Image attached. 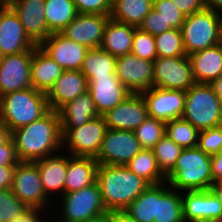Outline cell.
Here are the masks:
<instances>
[{
    "instance_id": "cell-6",
    "label": "cell",
    "mask_w": 222,
    "mask_h": 222,
    "mask_svg": "<svg viewBox=\"0 0 222 222\" xmlns=\"http://www.w3.org/2000/svg\"><path fill=\"white\" fill-rule=\"evenodd\" d=\"M181 118L199 131L222 125V106L209 84L195 83L185 91Z\"/></svg>"
},
{
    "instance_id": "cell-48",
    "label": "cell",
    "mask_w": 222,
    "mask_h": 222,
    "mask_svg": "<svg viewBox=\"0 0 222 222\" xmlns=\"http://www.w3.org/2000/svg\"><path fill=\"white\" fill-rule=\"evenodd\" d=\"M15 166L16 165L0 166V189L11 188Z\"/></svg>"
},
{
    "instance_id": "cell-57",
    "label": "cell",
    "mask_w": 222,
    "mask_h": 222,
    "mask_svg": "<svg viewBox=\"0 0 222 222\" xmlns=\"http://www.w3.org/2000/svg\"><path fill=\"white\" fill-rule=\"evenodd\" d=\"M206 222H222V217L218 218V219H212Z\"/></svg>"
},
{
    "instance_id": "cell-37",
    "label": "cell",
    "mask_w": 222,
    "mask_h": 222,
    "mask_svg": "<svg viewBox=\"0 0 222 222\" xmlns=\"http://www.w3.org/2000/svg\"><path fill=\"white\" fill-rule=\"evenodd\" d=\"M165 123L163 120L148 116L134 130L136 139L139 141L142 149H152L166 135Z\"/></svg>"
},
{
    "instance_id": "cell-1",
    "label": "cell",
    "mask_w": 222,
    "mask_h": 222,
    "mask_svg": "<svg viewBox=\"0 0 222 222\" xmlns=\"http://www.w3.org/2000/svg\"><path fill=\"white\" fill-rule=\"evenodd\" d=\"M20 161L34 162L62 150V132L58 111L50 110L39 120L12 131Z\"/></svg>"
},
{
    "instance_id": "cell-55",
    "label": "cell",
    "mask_w": 222,
    "mask_h": 222,
    "mask_svg": "<svg viewBox=\"0 0 222 222\" xmlns=\"http://www.w3.org/2000/svg\"><path fill=\"white\" fill-rule=\"evenodd\" d=\"M81 222H109V212L104 213V214L97 216L95 218L84 220Z\"/></svg>"
},
{
    "instance_id": "cell-15",
    "label": "cell",
    "mask_w": 222,
    "mask_h": 222,
    "mask_svg": "<svg viewBox=\"0 0 222 222\" xmlns=\"http://www.w3.org/2000/svg\"><path fill=\"white\" fill-rule=\"evenodd\" d=\"M8 5L17 14L26 35L36 46H40L51 35L44 15L45 0H9Z\"/></svg>"
},
{
    "instance_id": "cell-17",
    "label": "cell",
    "mask_w": 222,
    "mask_h": 222,
    "mask_svg": "<svg viewBox=\"0 0 222 222\" xmlns=\"http://www.w3.org/2000/svg\"><path fill=\"white\" fill-rule=\"evenodd\" d=\"M102 116L108 129L134 131L149 115L142 95L131 94Z\"/></svg>"
},
{
    "instance_id": "cell-4",
    "label": "cell",
    "mask_w": 222,
    "mask_h": 222,
    "mask_svg": "<svg viewBox=\"0 0 222 222\" xmlns=\"http://www.w3.org/2000/svg\"><path fill=\"white\" fill-rule=\"evenodd\" d=\"M49 111L46 93L33 87L0 97V122L11 131L39 120Z\"/></svg>"
},
{
    "instance_id": "cell-9",
    "label": "cell",
    "mask_w": 222,
    "mask_h": 222,
    "mask_svg": "<svg viewBox=\"0 0 222 222\" xmlns=\"http://www.w3.org/2000/svg\"><path fill=\"white\" fill-rule=\"evenodd\" d=\"M107 129L103 116L95 117L80 127L67 128L62 133V150L71 156L96 158Z\"/></svg>"
},
{
    "instance_id": "cell-28",
    "label": "cell",
    "mask_w": 222,
    "mask_h": 222,
    "mask_svg": "<svg viewBox=\"0 0 222 222\" xmlns=\"http://www.w3.org/2000/svg\"><path fill=\"white\" fill-rule=\"evenodd\" d=\"M135 28L110 18L105 27L100 48L116 58L130 54Z\"/></svg>"
},
{
    "instance_id": "cell-36",
    "label": "cell",
    "mask_w": 222,
    "mask_h": 222,
    "mask_svg": "<svg viewBox=\"0 0 222 222\" xmlns=\"http://www.w3.org/2000/svg\"><path fill=\"white\" fill-rule=\"evenodd\" d=\"M158 57L187 56L181 29L172 28L154 37Z\"/></svg>"
},
{
    "instance_id": "cell-7",
    "label": "cell",
    "mask_w": 222,
    "mask_h": 222,
    "mask_svg": "<svg viewBox=\"0 0 222 222\" xmlns=\"http://www.w3.org/2000/svg\"><path fill=\"white\" fill-rule=\"evenodd\" d=\"M183 43L187 56L215 46L221 40V15L204 8L186 16L182 27Z\"/></svg>"
},
{
    "instance_id": "cell-49",
    "label": "cell",
    "mask_w": 222,
    "mask_h": 222,
    "mask_svg": "<svg viewBox=\"0 0 222 222\" xmlns=\"http://www.w3.org/2000/svg\"><path fill=\"white\" fill-rule=\"evenodd\" d=\"M213 183L222 182V151L211 156Z\"/></svg>"
},
{
    "instance_id": "cell-3",
    "label": "cell",
    "mask_w": 222,
    "mask_h": 222,
    "mask_svg": "<svg viewBox=\"0 0 222 222\" xmlns=\"http://www.w3.org/2000/svg\"><path fill=\"white\" fill-rule=\"evenodd\" d=\"M166 182L180 192L210 190L213 184L211 156L198 147L182 149Z\"/></svg>"
},
{
    "instance_id": "cell-29",
    "label": "cell",
    "mask_w": 222,
    "mask_h": 222,
    "mask_svg": "<svg viewBox=\"0 0 222 222\" xmlns=\"http://www.w3.org/2000/svg\"><path fill=\"white\" fill-rule=\"evenodd\" d=\"M154 222H184L182 192L165 181L157 184V209Z\"/></svg>"
},
{
    "instance_id": "cell-18",
    "label": "cell",
    "mask_w": 222,
    "mask_h": 222,
    "mask_svg": "<svg viewBox=\"0 0 222 222\" xmlns=\"http://www.w3.org/2000/svg\"><path fill=\"white\" fill-rule=\"evenodd\" d=\"M184 222H206L222 217V205L211 190L182 192Z\"/></svg>"
},
{
    "instance_id": "cell-25",
    "label": "cell",
    "mask_w": 222,
    "mask_h": 222,
    "mask_svg": "<svg viewBox=\"0 0 222 222\" xmlns=\"http://www.w3.org/2000/svg\"><path fill=\"white\" fill-rule=\"evenodd\" d=\"M98 162L93 157L71 156L67 153V174L64 194L78 191L96 182Z\"/></svg>"
},
{
    "instance_id": "cell-54",
    "label": "cell",
    "mask_w": 222,
    "mask_h": 222,
    "mask_svg": "<svg viewBox=\"0 0 222 222\" xmlns=\"http://www.w3.org/2000/svg\"><path fill=\"white\" fill-rule=\"evenodd\" d=\"M210 190L216 195L220 204L222 205V182L213 183Z\"/></svg>"
},
{
    "instance_id": "cell-19",
    "label": "cell",
    "mask_w": 222,
    "mask_h": 222,
    "mask_svg": "<svg viewBox=\"0 0 222 222\" xmlns=\"http://www.w3.org/2000/svg\"><path fill=\"white\" fill-rule=\"evenodd\" d=\"M36 45L26 35L19 17L8 5L0 15V49L2 55L34 50Z\"/></svg>"
},
{
    "instance_id": "cell-13",
    "label": "cell",
    "mask_w": 222,
    "mask_h": 222,
    "mask_svg": "<svg viewBox=\"0 0 222 222\" xmlns=\"http://www.w3.org/2000/svg\"><path fill=\"white\" fill-rule=\"evenodd\" d=\"M33 50L4 55L0 59V97L32 87L31 60Z\"/></svg>"
},
{
    "instance_id": "cell-20",
    "label": "cell",
    "mask_w": 222,
    "mask_h": 222,
    "mask_svg": "<svg viewBox=\"0 0 222 222\" xmlns=\"http://www.w3.org/2000/svg\"><path fill=\"white\" fill-rule=\"evenodd\" d=\"M40 47L64 70H81L89 48L67 39L61 33L51 34Z\"/></svg>"
},
{
    "instance_id": "cell-23",
    "label": "cell",
    "mask_w": 222,
    "mask_h": 222,
    "mask_svg": "<svg viewBox=\"0 0 222 222\" xmlns=\"http://www.w3.org/2000/svg\"><path fill=\"white\" fill-rule=\"evenodd\" d=\"M88 90V82L81 70H65L46 93L50 110L58 111Z\"/></svg>"
},
{
    "instance_id": "cell-10",
    "label": "cell",
    "mask_w": 222,
    "mask_h": 222,
    "mask_svg": "<svg viewBox=\"0 0 222 222\" xmlns=\"http://www.w3.org/2000/svg\"><path fill=\"white\" fill-rule=\"evenodd\" d=\"M153 67V87L186 91L196 83L188 56L157 57Z\"/></svg>"
},
{
    "instance_id": "cell-31",
    "label": "cell",
    "mask_w": 222,
    "mask_h": 222,
    "mask_svg": "<svg viewBox=\"0 0 222 222\" xmlns=\"http://www.w3.org/2000/svg\"><path fill=\"white\" fill-rule=\"evenodd\" d=\"M77 14L73 0H45L44 15L51 34L61 33Z\"/></svg>"
},
{
    "instance_id": "cell-59",
    "label": "cell",
    "mask_w": 222,
    "mask_h": 222,
    "mask_svg": "<svg viewBox=\"0 0 222 222\" xmlns=\"http://www.w3.org/2000/svg\"><path fill=\"white\" fill-rule=\"evenodd\" d=\"M9 0H0V2H7L8 3Z\"/></svg>"
},
{
    "instance_id": "cell-22",
    "label": "cell",
    "mask_w": 222,
    "mask_h": 222,
    "mask_svg": "<svg viewBox=\"0 0 222 222\" xmlns=\"http://www.w3.org/2000/svg\"><path fill=\"white\" fill-rule=\"evenodd\" d=\"M34 162L38 166L45 194L55 202L64 194L67 152L61 150Z\"/></svg>"
},
{
    "instance_id": "cell-14",
    "label": "cell",
    "mask_w": 222,
    "mask_h": 222,
    "mask_svg": "<svg viewBox=\"0 0 222 222\" xmlns=\"http://www.w3.org/2000/svg\"><path fill=\"white\" fill-rule=\"evenodd\" d=\"M110 18V15L78 13L61 34L89 49L99 48Z\"/></svg>"
},
{
    "instance_id": "cell-58",
    "label": "cell",
    "mask_w": 222,
    "mask_h": 222,
    "mask_svg": "<svg viewBox=\"0 0 222 222\" xmlns=\"http://www.w3.org/2000/svg\"><path fill=\"white\" fill-rule=\"evenodd\" d=\"M220 15H221V40H222V13Z\"/></svg>"
},
{
    "instance_id": "cell-26",
    "label": "cell",
    "mask_w": 222,
    "mask_h": 222,
    "mask_svg": "<svg viewBox=\"0 0 222 222\" xmlns=\"http://www.w3.org/2000/svg\"><path fill=\"white\" fill-rule=\"evenodd\" d=\"M188 57L196 83L208 84L222 74V42Z\"/></svg>"
},
{
    "instance_id": "cell-51",
    "label": "cell",
    "mask_w": 222,
    "mask_h": 222,
    "mask_svg": "<svg viewBox=\"0 0 222 222\" xmlns=\"http://www.w3.org/2000/svg\"><path fill=\"white\" fill-rule=\"evenodd\" d=\"M109 222H135L122 212H109Z\"/></svg>"
},
{
    "instance_id": "cell-24",
    "label": "cell",
    "mask_w": 222,
    "mask_h": 222,
    "mask_svg": "<svg viewBox=\"0 0 222 222\" xmlns=\"http://www.w3.org/2000/svg\"><path fill=\"white\" fill-rule=\"evenodd\" d=\"M64 71L40 46L34 48L30 72L34 89L47 93Z\"/></svg>"
},
{
    "instance_id": "cell-46",
    "label": "cell",
    "mask_w": 222,
    "mask_h": 222,
    "mask_svg": "<svg viewBox=\"0 0 222 222\" xmlns=\"http://www.w3.org/2000/svg\"><path fill=\"white\" fill-rule=\"evenodd\" d=\"M50 213L39 208H28L21 216L11 222H50Z\"/></svg>"
},
{
    "instance_id": "cell-35",
    "label": "cell",
    "mask_w": 222,
    "mask_h": 222,
    "mask_svg": "<svg viewBox=\"0 0 222 222\" xmlns=\"http://www.w3.org/2000/svg\"><path fill=\"white\" fill-rule=\"evenodd\" d=\"M165 132L166 136L182 149L198 146L200 131L183 118L166 121Z\"/></svg>"
},
{
    "instance_id": "cell-12",
    "label": "cell",
    "mask_w": 222,
    "mask_h": 222,
    "mask_svg": "<svg viewBox=\"0 0 222 222\" xmlns=\"http://www.w3.org/2000/svg\"><path fill=\"white\" fill-rule=\"evenodd\" d=\"M153 62L133 54L116 58L115 74L131 94H141L153 87Z\"/></svg>"
},
{
    "instance_id": "cell-50",
    "label": "cell",
    "mask_w": 222,
    "mask_h": 222,
    "mask_svg": "<svg viewBox=\"0 0 222 222\" xmlns=\"http://www.w3.org/2000/svg\"><path fill=\"white\" fill-rule=\"evenodd\" d=\"M208 84L222 106V74L218 78H215L210 81Z\"/></svg>"
},
{
    "instance_id": "cell-42",
    "label": "cell",
    "mask_w": 222,
    "mask_h": 222,
    "mask_svg": "<svg viewBox=\"0 0 222 222\" xmlns=\"http://www.w3.org/2000/svg\"><path fill=\"white\" fill-rule=\"evenodd\" d=\"M153 8L159 12L166 24L181 29L186 16L172 0H153Z\"/></svg>"
},
{
    "instance_id": "cell-27",
    "label": "cell",
    "mask_w": 222,
    "mask_h": 222,
    "mask_svg": "<svg viewBox=\"0 0 222 222\" xmlns=\"http://www.w3.org/2000/svg\"><path fill=\"white\" fill-rule=\"evenodd\" d=\"M61 123V132L67 128H77L91 119L100 116L94 101L88 91L75 100L67 102L58 110Z\"/></svg>"
},
{
    "instance_id": "cell-33",
    "label": "cell",
    "mask_w": 222,
    "mask_h": 222,
    "mask_svg": "<svg viewBox=\"0 0 222 222\" xmlns=\"http://www.w3.org/2000/svg\"><path fill=\"white\" fill-rule=\"evenodd\" d=\"M125 166L150 185L166 181V176L159 169L152 149H141Z\"/></svg>"
},
{
    "instance_id": "cell-52",
    "label": "cell",
    "mask_w": 222,
    "mask_h": 222,
    "mask_svg": "<svg viewBox=\"0 0 222 222\" xmlns=\"http://www.w3.org/2000/svg\"><path fill=\"white\" fill-rule=\"evenodd\" d=\"M205 8L211 9L219 14L222 13V0H203Z\"/></svg>"
},
{
    "instance_id": "cell-34",
    "label": "cell",
    "mask_w": 222,
    "mask_h": 222,
    "mask_svg": "<svg viewBox=\"0 0 222 222\" xmlns=\"http://www.w3.org/2000/svg\"><path fill=\"white\" fill-rule=\"evenodd\" d=\"M157 209V184L149 185L123 211L135 222H154Z\"/></svg>"
},
{
    "instance_id": "cell-5",
    "label": "cell",
    "mask_w": 222,
    "mask_h": 222,
    "mask_svg": "<svg viewBox=\"0 0 222 222\" xmlns=\"http://www.w3.org/2000/svg\"><path fill=\"white\" fill-rule=\"evenodd\" d=\"M107 212L96 181L83 189L59 197L53 204L50 218L51 222H81Z\"/></svg>"
},
{
    "instance_id": "cell-41",
    "label": "cell",
    "mask_w": 222,
    "mask_h": 222,
    "mask_svg": "<svg viewBox=\"0 0 222 222\" xmlns=\"http://www.w3.org/2000/svg\"><path fill=\"white\" fill-rule=\"evenodd\" d=\"M201 151L212 156L222 151V125L201 130L198 146Z\"/></svg>"
},
{
    "instance_id": "cell-38",
    "label": "cell",
    "mask_w": 222,
    "mask_h": 222,
    "mask_svg": "<svg viewBox=\"0 0 222 222\" xmlns=\"http://www.w3.org/2000/svg\"><path fill=\"white\" fill-rule=\"evenodd\" d=\"M157 164L161 172L166 176L175 166L182 148L164 135L152 148Z\"/></svg>"
},
{
    "instance_id": "cell-44",
    "label": "cell",
    "mask_w": 222,
    "mask_h": 222,
    "mask_svg": "<svg viewBox=\"0 0 222 222\" xmlns=\"http://www.w3.org/2000/svg\"><path fill=\"white\" fill-rule=\"evenodd\" d=\"M138 28L150 35H153L154 37L172 29L170 24H166L159 12L154 8H152L146 15Z\"/></svg>"
},
{
    "instance_id": "cell-47",
    "label": "cell",
    "mask_w": 222,
    "mask_h": 222,
    "mask_svg": "<svg viewBox=\"0 0 222 222\" xmlns=\"http://www.w3.org/2000/svg\"><path fill=\"white\" fill-rule=\"evenodd\" d=\"M185 16L192 15L205 8L203 0H172Z\"/></svg>"
},
{
    "instance_id": "cell-43",
    "label": "cell",
    "mask_w": 222,
    "mask_h": 222,
    "mask_svg": "<svg viewBox=\"0 0 222 222\" xmlns=\"http://www.w3.org/2000/svg\"><path fill=\"white\" fill-rule=\"evenodd\" d=\"M78 13L110 15L113 0H73Z\"/></svg>"
},
{
    "instance_id": "cell-16",
    "label": "cell",
    "mask_w": 222,
    "mask_h": 222,
    "mask_svg": "<svg viewBox=\"0 0 222 222\" xmlns=\"http://www.w3.org/2000/svg\"><path fill=\"white\" fill-rule=\"evenodd\" d=\"M141 95L150 117L165 122L182 117L185 106V91L152 87Z\"/></svg>"
},
{
    "instance_id": "cell-56",
    "label": "cell",
    "mask_w": 222,
    "mask_h": 222,
    "mask_svg": "<svg viewBox=\"0 0 222 222\" xmlns=\"http://www.w3.org/2000/svg\"><path fill=\"white\" fill-rule=\"evenodd\" d=\"M8 6L7 2H0V15L1 12Z\"/></svg>"
},
{
    "instance_id": "cell-45",
    "label": "cell",
    "mask_w": 222,
    "mask_h": 222,
    "mask_svg": "<svg viewBox=\"0 0 222 222\" xmlns=\"http://www.w3.org/2000/svg\"><path fill=\"white\" fill-rule=\"evenodd\" d=\"M20 162L12 137L0 145V166L17 165Z\"/></svg>"
},
{
    "instance_id": "cell-11",
    "label": "cell",
    "mask_w": 222,
    "mask_h": 222,
    "mask_svg": "<svg viewBox=\"0 0 222 222\" xmlns=\"http://www.w3.org/2000/svg\"><path fill=\"white\" fill-rule=\"evenodd\" d=\"M141 149L134 131L107 129L95 159L100 165H125Z\"/></svg>"
},
{
    "instance_id": "cell-53",
    "label": "cell",
    "mask_w": 222,
    "mask_h": 222,
    "mask_svg": "<svg viewBox=\"0 0 222 222\" xmlns=\"http://www.w3.org/2000/svg\"><path fill=\"white\" fill-rule=\"evenodd\" d=\"M12 137V131L0 122V145L6 143Z\"/></svg>"
},
{
    "instance_id": "cell-8",
    "label": "cell",
    "mask_w": 222,
    "mask_h": 222,
    "mask_svg": "<svg viewBox=\"0 0 222 222\" xmlns=\"http://www.w3.org/2000/svg\"><path fill=\"white\" fill-rule=\"evenodd\" d=\"M12 193L28 208L52 212L54 202L45 194L35 162L20 161L14 169Z\"/></svg>"
},
{
    "instance_id": "cell-39",
    "label": "cell",
    "mask_w": 222,
    "mask_h": 222,
    "mask_svg": "<svg viewBox=\"0 0 222 222\" xmlns=\"http://www.w3.org/2000/svg\"><path fill=\"white\" fill-rule=\"evenodd\" d=\"M28 207L9 189H0V221L11 222L21 216Z\"/></svg>"
},
{
    "instance_id": "cell-2",
    "label": "cell",
    "mask_w": 222,
    "mask_h": 222,
    "mask_svg": "<svg viewBox=\"0 0 222 222\" xmlns=\"http://www.w3.org/2000/svg\"><path fill=\"white\" fill-rule=\"evenodd\" d=\"M96 181L108 212L124 211L150 185L125 165L99 164Z\"/></svg>"
},
{
    "instance_id": "cell-40",
    "label": "cell",
    "mask_w": 222,
    "mask_h": 222,
    "mask_svg": "<svg viewBox=\"0 0 222 222\" xmlns=\"http://www.w3.org/2000/svg\"><path fill=\"white\" fill-rule=\"evenodd\" d=\"M131 54L153 62L158 57L154 36L136 27Z\"/></svg>"
},
{
    "instance_id": "cell-60",
    "label": "cell",
    "mask_w": 222,
    "mask_h": 222,
    "mask_svg": "<svg viewBox=\"0 0 222 222\" xmlns=\"http://www.w3.org/2000/svg\"><path fill=\"white\" fill-rule=\"evenodd\" d=\"M3 57V55H2V52H1V49H0V59Z\"/></svg>"
},
{
    "instance_id": "cell-30",
    "label": "cell",
    "mask_w": 222,
    "mask_h": 222,
    "mask_svg": "<svg viewBox=\"0 0 222 222\" xmlns=\"http://www.w3.org/2000/svg\"><path fill=\"white\" fill-rule=\"evenodd\" d=\"M152 8L153 0H113L111 18L138 28Z\"/></svg>"
},
{
    "instance_id": "cell-32",
    "label": "cell",
    "mask_w": 222,
    "mask_h": 222,
    "mask_svg": "<svg viewBox=\"0 0 222 222\" xmlns=\"http://www.w3.org/2000/svg\"><path fill=\"white\" fill-rule=\"evenodd\" d=\"M115 69L116 57L99 47L88 50L81 72L85 75L88 82L91 78L116 76Z\"/></svg>"
},
{
    "instance_id": "cell-21",
    "label": "cell",
    "mask_w": 222,
    "mask_h": 222,
    "mask_svg": "<svg viewBox=\"0 0 222 222\" xmlns=\"http://www.w3.org/2000/svg\"><path fill=\"white\" fill-rule=\"evenodd\" d=\"M87 91L90 93L100 116L131 95L117 76L91 78L88 81Z\"/></svg>"
}]
</instances>
